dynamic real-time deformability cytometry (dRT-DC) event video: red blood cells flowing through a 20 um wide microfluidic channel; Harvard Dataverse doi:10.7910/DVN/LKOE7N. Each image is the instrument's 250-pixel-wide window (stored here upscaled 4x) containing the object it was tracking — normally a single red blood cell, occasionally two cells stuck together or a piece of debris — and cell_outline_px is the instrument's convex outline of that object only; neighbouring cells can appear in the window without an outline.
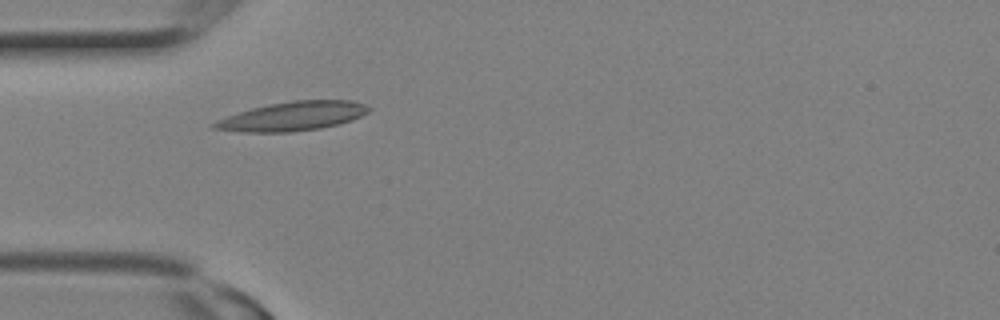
{"species": "Egyptian fruit bat (a non-hibernating species)", "species_latin": "Rousettus aegyptiacus", "temperature_condition": "room temperature", "stored_images_in_passage": 4, "camera_frame_rate_fps": 3000, "um_per_image_px": 0.085, "animal": {"sex": "female"}, "frame": {"image": 1, "passage_image": 1, "time_ms": 0.0, "image_size_px": [1000, 320], "cell_outline_px": [[372, 108], [368, 112], [352, 120], [320, 128], [292, 132], [244, 132], [212, 128], [208, 124], [216, 120], [252, 108], [292, 100], [352, 100], [364, 104]], "centroid_in_image_um": [24.87, 9.88], "position_along_channel_um": 60.1, "area_um2": 25.95}}
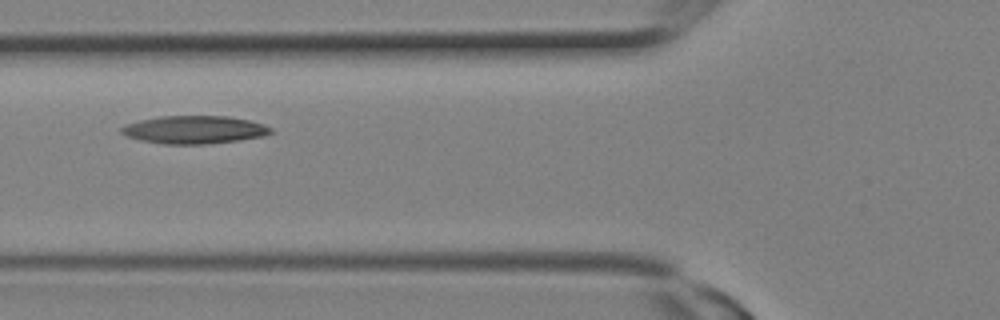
{"frame": {"image": 2, "passage_image": 3, "time_ms": 0.667, "image_size_px": [1000, 320], "cell_outline_px": [[272, 132], [264, 136], [240, 140], [208, 144], [164, 144], [140, 140], [128, 136], [120, 132], [120, 128], [124, 124], [140, 120], [160, 116], [228, 116], [248, 120], [264, 124], [272, 128]], "centroid_in_image_um": [16.51, 11.02], "position_along_channel_um": 109.3, "area_um2": 24.39}}